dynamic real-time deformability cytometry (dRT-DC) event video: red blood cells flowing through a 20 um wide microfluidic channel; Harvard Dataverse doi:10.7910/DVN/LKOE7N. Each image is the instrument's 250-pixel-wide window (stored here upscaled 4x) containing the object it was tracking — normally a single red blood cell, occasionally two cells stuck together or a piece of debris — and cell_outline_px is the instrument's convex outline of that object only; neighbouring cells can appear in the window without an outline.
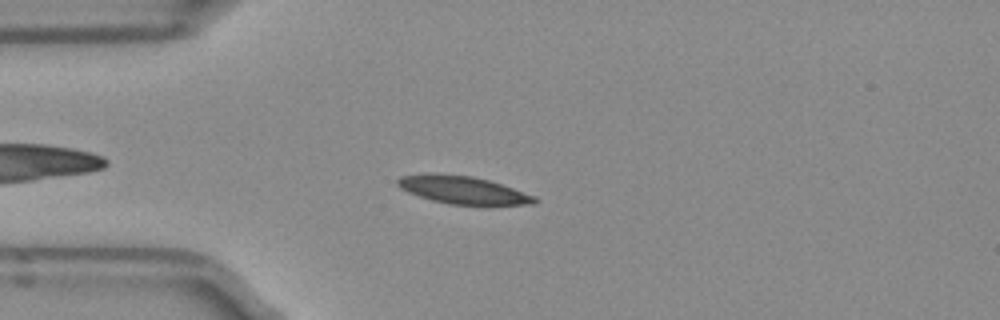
{"species": "Egyptian fruit bat (a non-hibernating species)", "species_latin": "Rousettus aegyptiacus", "temperature_condition": "room temperature", "stored_images_in_passage": 33, "camera_frame_rate_fps": 3000, "um_per_image_px": 0.085, "frame": {"image": 1, "passage_image": 7, "time_ms": 2.0, "image_size_px": [1000, 320], "cell_outline_px": [[540, 200], [536, 204], [448, 204], [432, 200], [408, 192], [400, 188], [396, 184], [396, 180], [400, 176], [472, 176], [488, 180], [536, 196]], "centroid_in_image_um": [39.42, 16.19], "position_along_channel_um": 45.6, "area_um2": 21.04}}
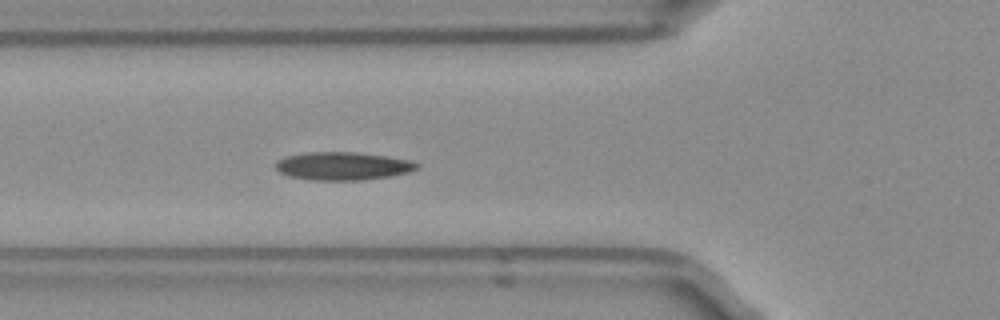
{"frame": {"image": 2, "passage_image": 12, "time_ms": 3.667, "image_size_px": [1000, 320], "cell_outline_px": [[420, 164], [416, 168], [408, 172], [392, 176], [360, 180], [308, 180], [288, 176], [280, 172], [276, 168], [276, 160], [284, 156], [308, 152], [356, 152], [384, 156], [408, 160]], "centroid_in_image_um": [29.08, 14.11], "position_along_channel_um": 96.7, "area_um2": 23.06}}
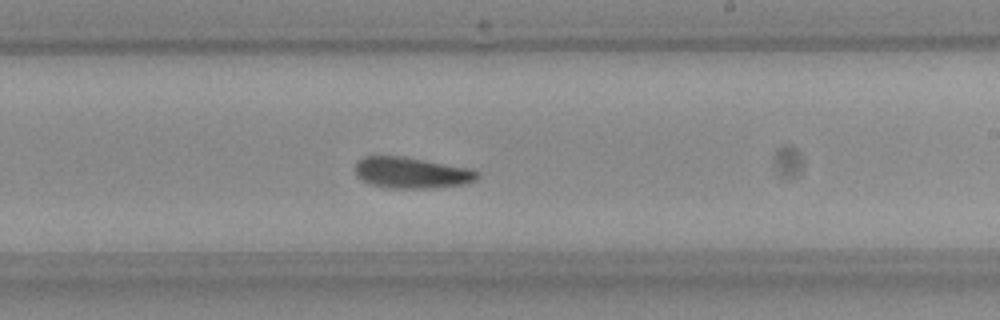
{"frame": {"image": 3, "passage_image": 24, "time_ms": 7.667, "image_size_px": [1000, 320], "cell_outline_px": [[476, 176], [472, 180], [464, 184], [428, 188], [388, 188], [368, 184], [356, 176], [356, 160], [364, 156], [404, 156], [468, 168], [476, 172]], "centroid_in_image_um": [34.87, 14.68], "position_along_channel_um": 254.1, "area_um2": 21.91}, "authors_computed_cell_mechanics": {"area_um2": 22.0218, "velocity_mm_per_s": 3.9223, "shape_relaxation_time_tau1_ms": 7.0102, "shape_relaxation_time_tau2_ms": 10.0612, "deformation_change_tau1": 0.1259, "deformation_change_tau2": 0.1921}}